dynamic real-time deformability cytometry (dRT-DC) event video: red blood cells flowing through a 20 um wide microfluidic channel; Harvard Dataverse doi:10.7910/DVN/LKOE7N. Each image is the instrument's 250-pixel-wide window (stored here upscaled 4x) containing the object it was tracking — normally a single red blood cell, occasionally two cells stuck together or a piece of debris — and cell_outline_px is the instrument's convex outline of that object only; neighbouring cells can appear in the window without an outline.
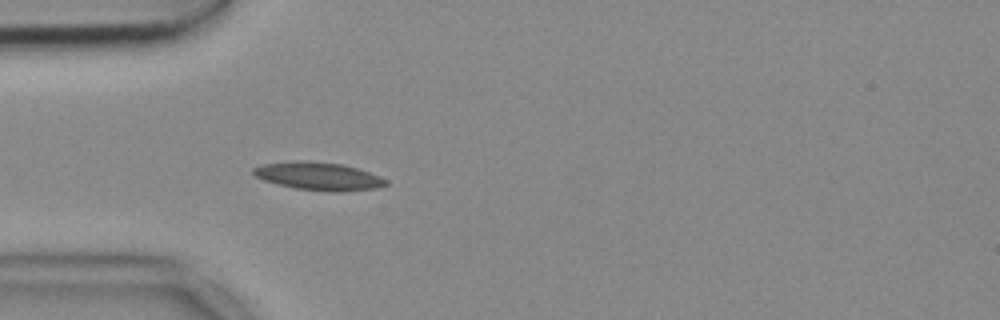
{"species": "common noctule bat (a hibernating species)", "species_latin": "Nyctalus noctula", "temperature_condition": "cold", "stored_images_in_passage": 29, "camera_frame_rate_fps": 3000, "um_per_image_px": 0.085, "animal": {"sex": "female", "body_mass_g": 18.4}, "frame": {"image": 1, "passage_image": 1, "time_ms": 0.0, "image_size_px": [1000, 320], "cell_outline_px": [[388, 184], [376, 188], [344, 192], [328, 192], [296, 188], [276, 184], [264, 180], [256, 176], [252, 172], [252, 168], [264, 164], [292, 160], [308, 160], [340, 164], [356, 168], [380, 176], [388, 180]], "centroid_in_image_um": [27.07, 14.98], "position_along_channel_um": 57.9, "area_um2": 21.73}}
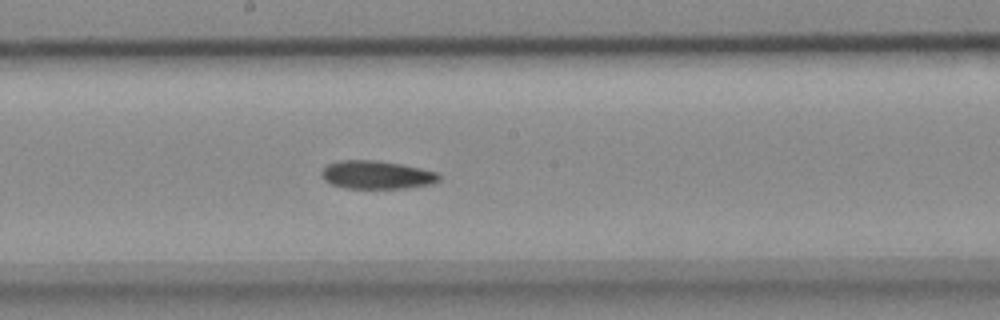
{"frame": {"image": 2, "passage_image": 14, "time_ms": 4.333, "image_size_px": [1000, 320], "cell_outline_px": [[440, 180], [432, 184], [408, 188], [344, 188], [332, 184], [324, 180], [320, 172], [328, 164], [340, 160], [376, 160], [400, 164], [440, 172]], "centroid_in_image_um": [32.04, 14.86], "position_along_channel_um": 216.2, "area_um2": 19.42}}
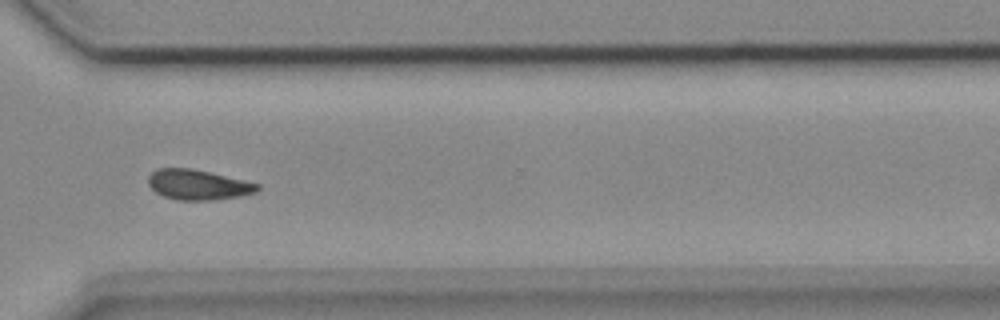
{"frame": {"image": 3, "passage_image": 25, "time_ms": 8.0, "image_size_px": [1000, 320], "cell_outline_px": [[260, 188], [256, 192], [240, 196], [212, 200], [176, 200], [164, 196], [156, 192], [148, 184], [148, 176], [156, 168], [192, 168], [244, 180], [260, 184]], "centroid_in_image_um": [16.82, 15.7], "position_along_channel_um": 353.8, "area_um2": 19.19}}